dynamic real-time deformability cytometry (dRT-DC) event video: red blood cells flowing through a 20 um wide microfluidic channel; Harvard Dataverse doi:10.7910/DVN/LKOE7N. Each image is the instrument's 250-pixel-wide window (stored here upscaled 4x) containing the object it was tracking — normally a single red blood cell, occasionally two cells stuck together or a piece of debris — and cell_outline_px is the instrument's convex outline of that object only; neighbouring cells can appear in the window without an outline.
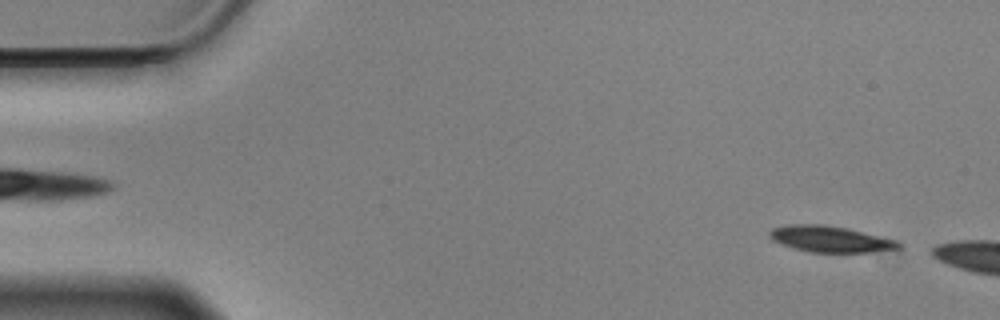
{"species": "Egyptian fruit bat (a non-hibernating species)", "species_latin": "Rousettus aegyptiacus", "temperature_condition": "cold", "stored_images_in_passage": 8, "camera_frame_rate_fps": 3000, "um_per_image_px": 0.085, "animal": {"sex": "male"}, "frame": {"image": 1, "passage_image": 3, "time_ms": 0.667, "image_size_px": [1000, 320], "cell_outline_px": [[900, 248], [868, 252], [808, 252], [792, 248], [780, 244], [772, 240], [768, 236], [768, 232], [772, 228], [788, 224], [824, 224], [848, 228], [892, 240], [900, 244]], "centroid_in_image_um": [70.44, 20.31], "position_along_channel_um": 14.6, "area_um2": 19.54}}